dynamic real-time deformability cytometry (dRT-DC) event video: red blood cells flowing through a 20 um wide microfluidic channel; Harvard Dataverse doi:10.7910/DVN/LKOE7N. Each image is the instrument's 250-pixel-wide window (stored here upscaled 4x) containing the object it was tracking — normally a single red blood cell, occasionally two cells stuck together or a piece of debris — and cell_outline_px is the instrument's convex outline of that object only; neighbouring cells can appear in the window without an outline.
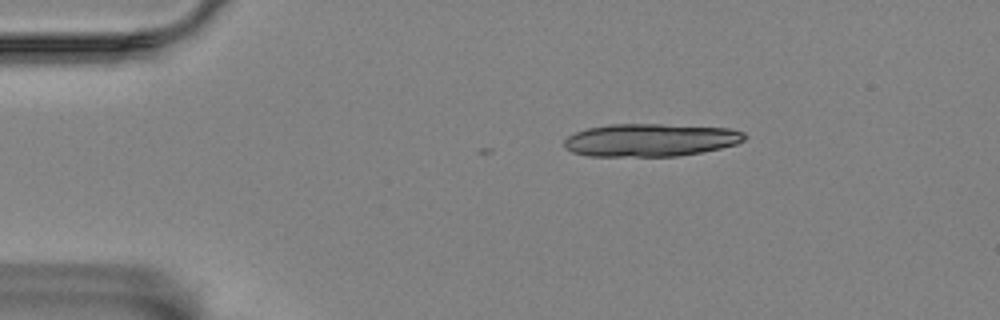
{"species": "Egyptian fruit bat (a non-hibernating species)", "species_latin": "Rousettus aegyptiacus", "temperature_condition": "room temperature", "stored_images_in_passage": 3, "camera_frame_rate_fps": 3000, "um_per_image_px": 0.085, "animal": {"sex": "female"}, "frame": {"image": 1, "passage_image": 1, "time_ms": 0.0, "image_size_px": [1000, 320], "cell_outline_px": [[748, 136], [744, 140], [736, 144], [720, 148], [700, 152], [676, 156], [588, 156], [572, 152], [564, 148], [564, 140], [568, 136], [576, 132], [588, 128], [608, 124], [660, 124], [728, 128], [744, 132]], "centroid_in_image_um": [55.27, 11.9], "position_along_channel_um": 29.7, "area_um2": 34.51}}